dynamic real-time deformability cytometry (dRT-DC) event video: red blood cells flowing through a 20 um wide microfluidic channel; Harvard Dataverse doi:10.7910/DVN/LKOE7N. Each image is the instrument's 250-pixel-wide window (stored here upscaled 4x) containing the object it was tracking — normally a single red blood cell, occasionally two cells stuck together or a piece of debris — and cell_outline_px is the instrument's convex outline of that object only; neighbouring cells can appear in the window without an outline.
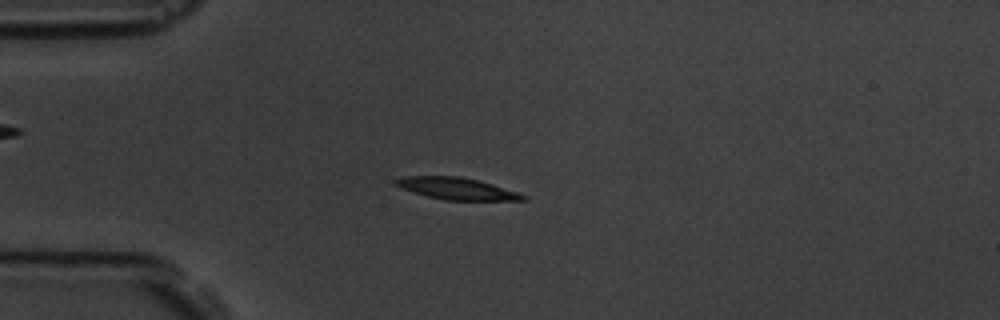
{"species": "common noctule bat (a hibernating species)", "species_latin": "Nyctalus noctula", "temperature_condition": "room temperature", "stored_images_in_passage": 10, "camera_frame_rate_fps": 3000, "um_per_image_px": 0.085, "animal": {"sex": "male", "body_mass_g": 19.5, "forearm_length_mm": 54.6}, "frame": {"image": 1, "passage_image": 5, "time_ms": 4.667, "image_size_px": [1000, 320], "cell_outline_px": [[528, 200], [444, 200], [428, 196], [400, 188], [392, 184], [392, 180], [400, 176], [460, 176], [492, 184], [520, 192], [528, 196]], "centroid_in_image_um": [38.8, 16.02], "position_along_channel_um": 46.2, "area_um2": 16.42}}
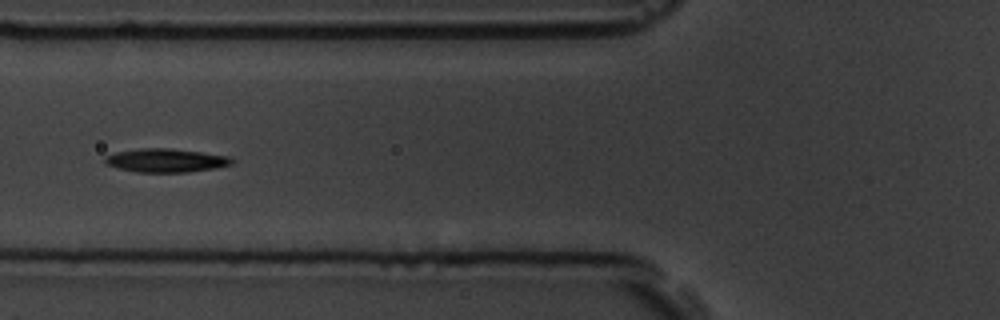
{"frame": {"image": 2, "passage_image": 7, "time_ms": 7.0, "image_size_px": [1000, 320], "cell_outline_px": [[236, 160], [232, 164], [216, 168], [188, 172], [136, 172], [104, 164], [104, 156], [116, 152], [140, 148], [172, 148], [228, 156]], "centroid_in_image_um": [14.1, 13.63], "position_along_channel_um": 111.7, "area_um2": 17.51}}
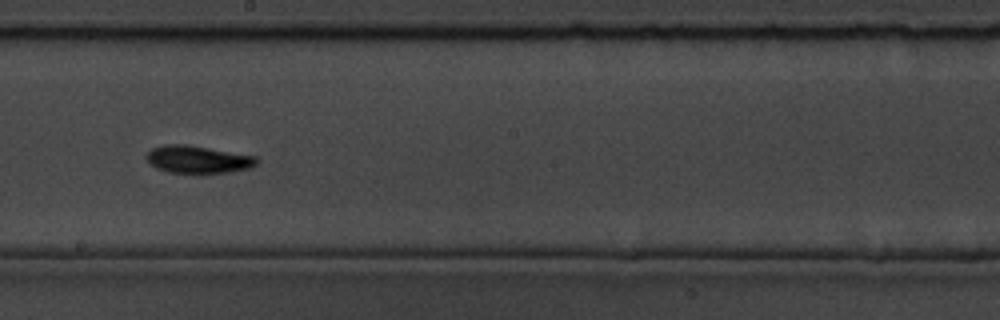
{"frame": {"image": 3, "passage_image": 10, "time_ms": 10.333, "image_size_px": [1000, 320], "cell_outline_px": [[260, 160], [256, 164], [248, 168], [228, 172], [168, 172], [156, 168], [148, 164], [144, 156], [152, 148], [164, 144], [184, 144], [256, 156]], "centroid_in_image_um": [16.76, 13.54], "position_along_channel_um": 231.4, "area_um2": 17.51}}